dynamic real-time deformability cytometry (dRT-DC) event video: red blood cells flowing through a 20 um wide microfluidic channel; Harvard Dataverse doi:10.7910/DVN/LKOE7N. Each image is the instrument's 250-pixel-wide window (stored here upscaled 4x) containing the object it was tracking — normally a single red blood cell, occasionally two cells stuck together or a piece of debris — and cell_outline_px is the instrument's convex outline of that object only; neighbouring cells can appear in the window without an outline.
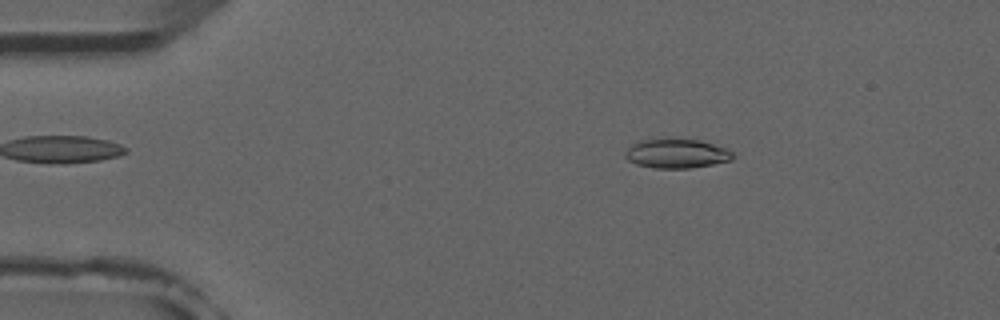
{"species": "common noctule bat (a hibernating species)", "species_latin": "Nyctalus noctula", "temperature_condition": "room temperature", "stored_images_in_passage": 5, "camera_frame_rate_fps": 3000, "um_per_image_px": 0.085, "animal": {"sex": "male", "forearm_length_mm": 52.5}, "frame": {"image": 1, "passage_image": 2, "time_ms": 1.333, "image_size_px": [1000, 320], "cell_outline_px": [[736, 156], [732, 160], [692, 168], [656, 168], [636, 164], [628, 160], [624, 156], [624, 152], [636, 140], [664, 136], [700, 140], [728, 148]], "centroid_in_image_um": [57.49, 13.0], "position_along_channel_um": 27.5, "area_um2": 19.19}}
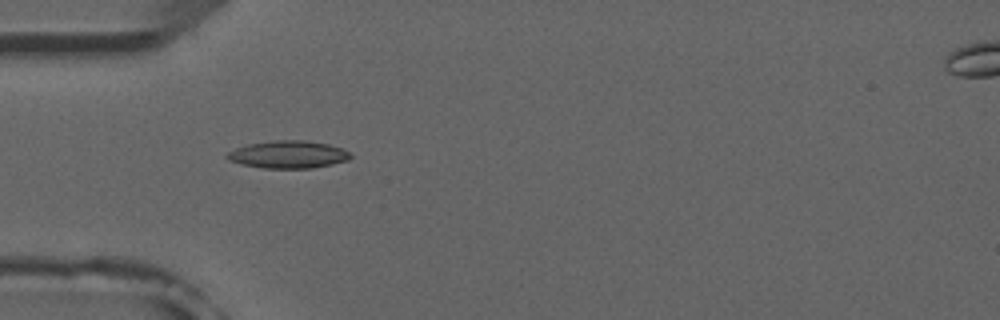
{"frame": {"image": 2, "passage_image": 4, "time_ms": 3.667, "image_size_px": [1000, 320], "cell_outline_px": [[352, 156], [348, 160], [332, 164], [312, 168], [264, 168], [244, 164], [228, 160], [224, 156], [228, 152], [236, 148], [248, 144], [276, 140], [304, 140], [328, 144], [340, 148], [348, 152]], "centroid_in_image_um": [24.49, 13.13], "position_along_channel_um": 60.5, "area_um2": 19.59}}
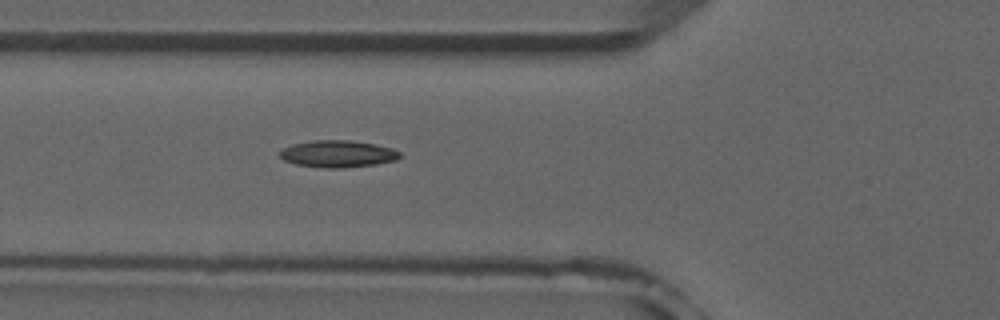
{"frame": {"image": 3, "passage_image": 5, "time_ms": 4.667, "image_size_px": [1000, 320], "cell_outline_px": [[400, 156], [396, 160], [376, 164], [344, 168], [324, 168], [296, 164], [284, 160], [280, 156], [280, 152], [284, 148], [292, 144], [312, 140], [348, 140], [376, 144], [392, 148], [400, 152]], "centroid_in_image_um": [28.72, 13.07], "position_along_channel_um": 97.1, "area_um2": 18.84}}